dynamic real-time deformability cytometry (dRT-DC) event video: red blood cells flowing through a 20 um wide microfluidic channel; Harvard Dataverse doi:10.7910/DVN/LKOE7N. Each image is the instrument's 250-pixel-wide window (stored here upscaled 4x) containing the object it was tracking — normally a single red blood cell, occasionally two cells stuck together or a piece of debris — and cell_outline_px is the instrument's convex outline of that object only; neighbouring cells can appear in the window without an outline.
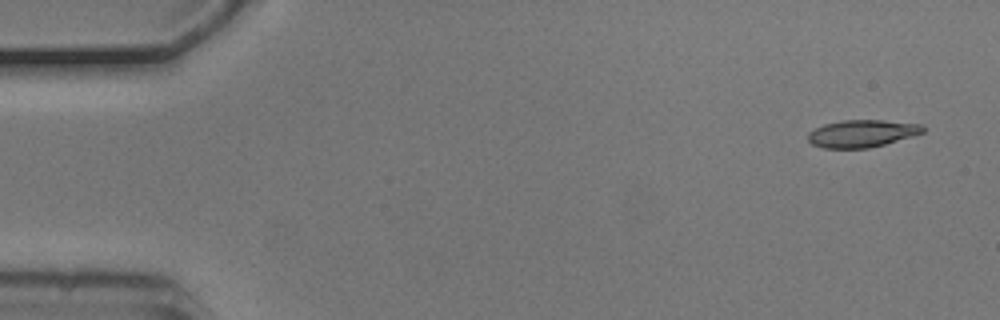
{"species": "common noctule bat (a hibernating species)", "species_latin": "Nyctalus noctula", "temperature_condition": "cold", "stored_images_in_passage": 4, "camera_frame_rate_fps": 3000, "um_per_image_px": 0.085, "animal": {"sex": "male", "body_mass_g": 20.5, "forearm_length_mm": 52.5}, "frame": {"image": 1, "passage_image": 1, "time_ms": 0.0, "image_size_px": [1000, 320], "cell_outline_px": [[924, 132], [912, 136], [884, 144], [868, 148], [824, 148], [812, 144], [808, 140], [808, 132], [824, 124], [844, 120], [884, 120], [924, 124]], "centroid_in_image_um": [73.28, 11.34], "position_along_channel_um": 11.7, "area_um2": 18.26}}
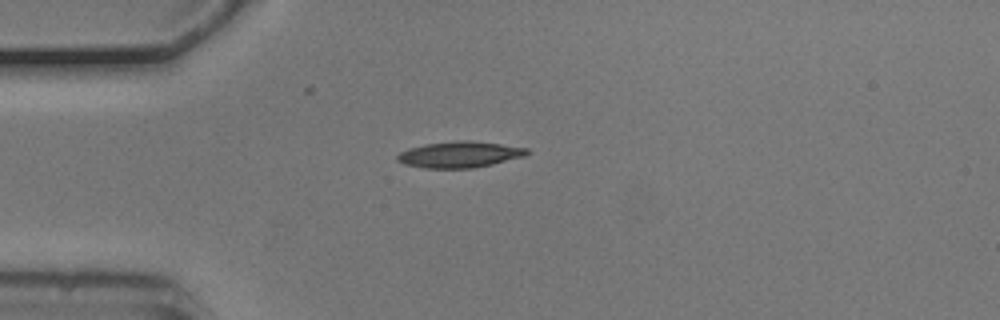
{"frame": {"image": 2, "passage_image": 4, "time_ms": 1.0, "image_size_px": [1000, 320], "cell_outline_px": [[528, 152], [524, 156], [492, 164], [472, 168], [424, 168], [404, 164], [396, 160], [396, 156], [400, 152], [408, 148], [424, 144], [456, 140], [472, 140], [528, 148]], "centroid_in_image_um": [39.02, 13.12], "position_along_channel_um": 46.0, "area_um2": 19.77}}